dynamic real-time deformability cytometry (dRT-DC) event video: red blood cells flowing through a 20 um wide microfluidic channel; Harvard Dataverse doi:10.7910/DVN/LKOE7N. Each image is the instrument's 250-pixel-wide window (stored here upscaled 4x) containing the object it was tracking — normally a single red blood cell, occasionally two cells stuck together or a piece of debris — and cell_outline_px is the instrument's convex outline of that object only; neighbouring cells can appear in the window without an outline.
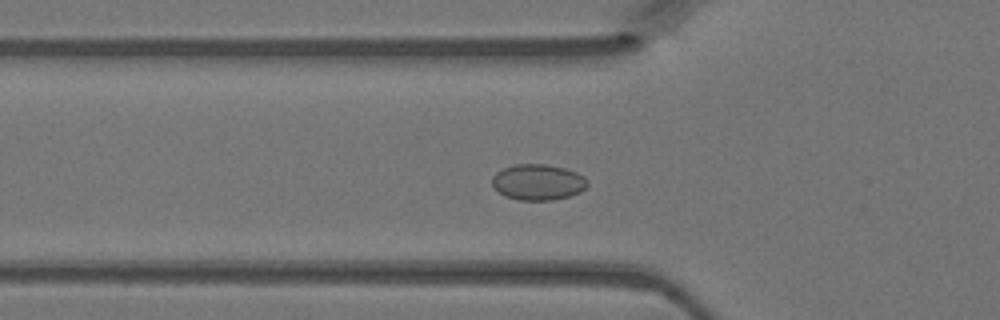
{"species": "Egyptian fruit bat (a non-hibernating species)", "species_latin": "Rousettus aegyptiacus", "temperature_condition": "warm", "stored_images_in_passage": 45, "camera_frame_rate_fps": 3000, "um_per_image_px": 0.085, "animal": {"sex": "female"}, "frame": {"image": 1, "passage_image": 14, "time_ms": 4.333, "image_size_px": [1000, 320], "cell_outline_px": [[588, 184], [580, 192], [568, 196], [552, 200], [520, 200], [504, 196], [492, 188], [492, 176], [496, 172], [504, 168], [516, 164], [544, 164], [564, 168], [576, 172], [584, 176], [588, 180]], "centroid_in_image_um": [45.7, 15.48], "position_along_channel_um": 80.1, "area_um2": 20.0}}
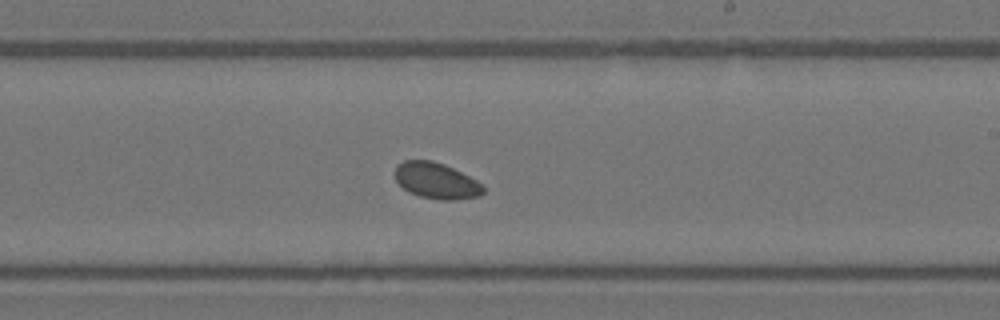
{"frame": {"image": 2, "passage_image": 26, "time_ms": 8.333, "image_size_px": [1000, 320], "cell_outline_px": [[484, 192], [480, 196], [456, 200], [440, 200], [420, 196], [408, 192], [396, 180], [396, 164], [404, 160], [432, 160], [444, 164], [476, 180], [484, 188]], "centroid_in_image_um": [37.08, 15.36], "position_along_channel_um": 251.9, "area_um2": 18.44}}
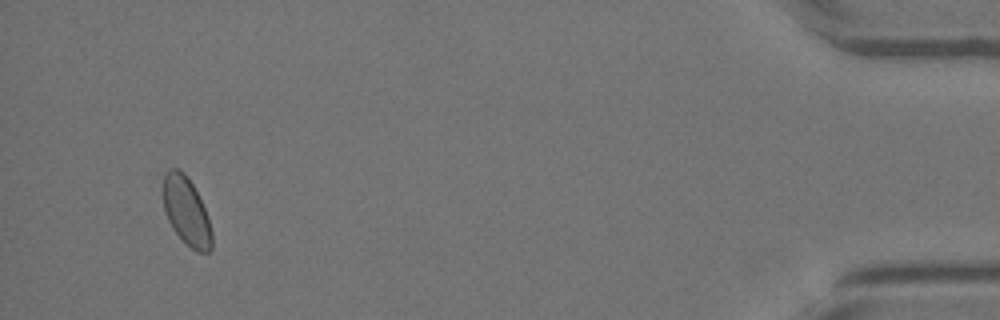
{"frame": {"image": 3, "passage_image": 43, "time_ms": 14.0, "image_size_px": [1000, 320], "cell_outline_px": [[212, 248], [208, 252], [196, 252], [172, 228], [168, 220], [164, 208], [164, 176], [168, 168], [176, 168], [184, 172], [192, 184], [208, 216], [212, 232]], "centroid_in_image_um": [15.85, 17.95], "position_along_channel_um": 419.3, "area_um2": 18.96}}